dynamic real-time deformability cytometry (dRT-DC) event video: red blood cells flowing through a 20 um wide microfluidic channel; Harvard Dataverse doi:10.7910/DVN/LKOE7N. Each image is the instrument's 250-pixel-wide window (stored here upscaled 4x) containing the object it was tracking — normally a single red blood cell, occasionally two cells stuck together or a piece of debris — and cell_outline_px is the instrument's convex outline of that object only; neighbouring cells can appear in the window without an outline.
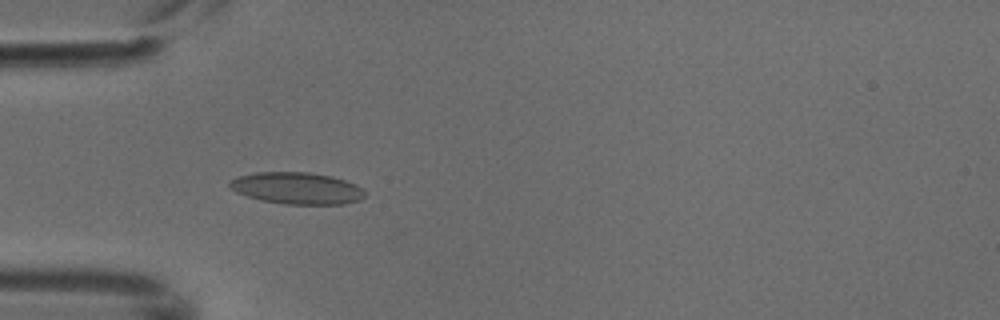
{"species": "common noctule bat (a hibernating species)", "species_latin": "Nyctalus noctula", "temperature_condition": "cold", "stored_images_in_passage": 4, "camera_frame_rate_fps": 3000, "um_per_image_px": 0.085, "animal": {"sex": "male", "body_mass_g": 18.8}, "frame": {"image": 1, "passage_image": 3, "time_ms": 0.667, "image_size_px": [1000, 320], "cell_outline_px": [[364, 196], [360, 200], [344, 204], [284, 204], [260, 200], [236, 192], [228, 184], [236, 176], [256, 172], [308, 172], [332, 176], [356, 184], [364, 192]], "centroid_in_image_um": [25.23, 15.99], "position_along_channel_um": 59.8, "area_um2": 24.97}}
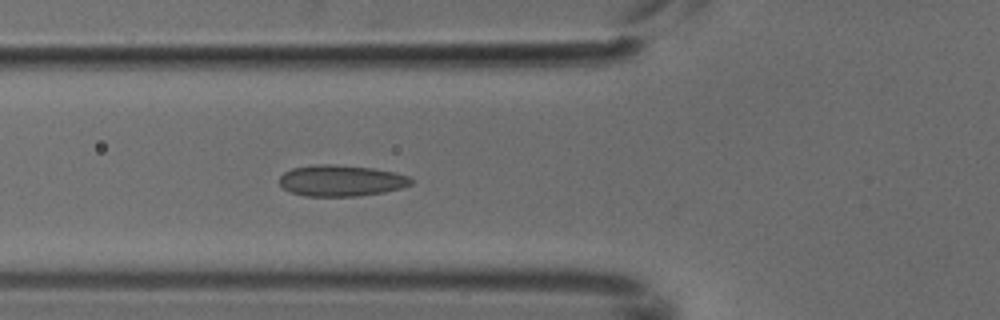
{"frame": {"image": 2, "passage_image": 4, "time_ms": 1.0, "image_size_px": [1000, 320], "cell_outline_px": [[412, 184], [400, 188], [384, 192], [356, 196], [304, 196], [292, 192], [284, 188], [280, 184], [280, 176], [284, 172], [292, 168], [312, 164], [332, 164], [372, 168], [396, 172], [408, 176], [412, 180]], "centroid_in_image_um": [28.99, 15.34], "position_along_channel_um": 96.8, "area_um2": 23.93}}